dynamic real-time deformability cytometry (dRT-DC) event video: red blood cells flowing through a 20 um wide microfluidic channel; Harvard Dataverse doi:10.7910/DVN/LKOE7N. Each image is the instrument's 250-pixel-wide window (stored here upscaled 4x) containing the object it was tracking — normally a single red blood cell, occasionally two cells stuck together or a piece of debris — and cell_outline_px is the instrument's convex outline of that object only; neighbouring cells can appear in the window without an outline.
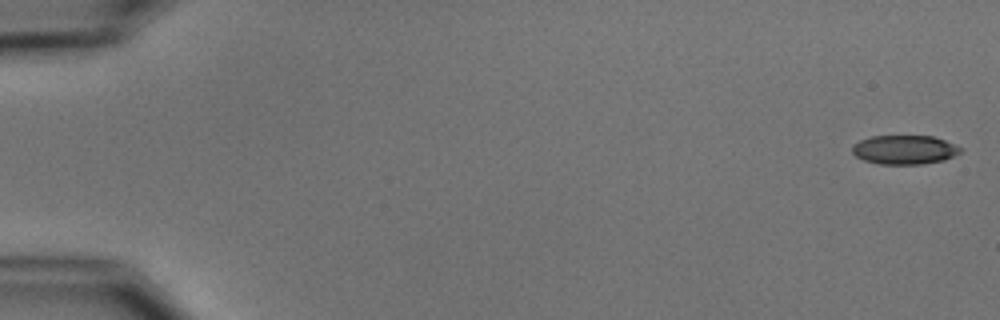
{"species": "common noctule bat (a hibernating species)", "species_latin": "Nyctalus noctula", "temperature_condition": "cold", "stored_images_in_passage": 7, "camera_frame_rate_fps": 3000, "um_per_image_px": 0.085, "animal": {"sex": "male", "body_mass_g": 15.6}, "frame": {"image": 1, "passage_image": 1, "time_ms": 0.0, "image_size_px": [1000, 320], "cell_outline_px": [[964, 148], [960, 152], [944, 160], [924, 164], [880, 164], [864, 160], [856, 156], [852, 152], [852, 144], [860, 140], [872, 136], [932, 136], [944, 140]], "centroid_in_image_um": [76.88, 12.73], "position_along_channel_um": 8.1, "area_um2": 18.32}}
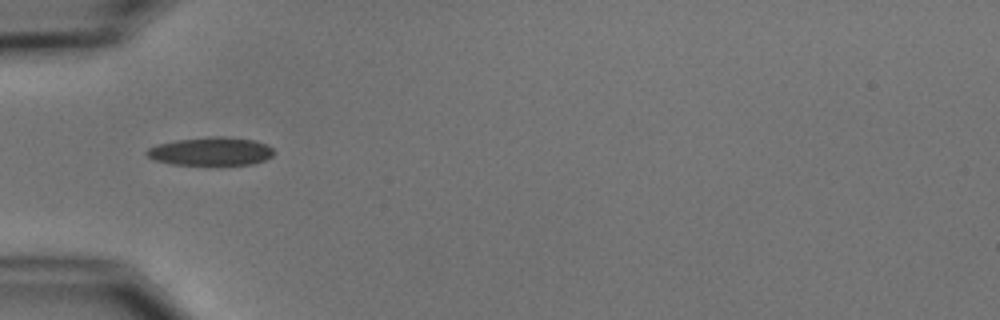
{"frame": {"image": 2, "passage_image": 5, "time_ms": 5.667, "image_size_px": [1000, 320], "cell_outline_px": [[276, 152], [272, 156], [264, 160], [252, 164], [208, 168], [172, 164], [156, 160], [148, 156], [144, 152], [148, 148], [156, 144], [176, 140], [212, 136], [224, 136], [256, 140], [272, 148]], "centroid_in_image_um": [17.93, 12.91], "position_along_channel_um": 67.1, "area_um2": 22.02}}